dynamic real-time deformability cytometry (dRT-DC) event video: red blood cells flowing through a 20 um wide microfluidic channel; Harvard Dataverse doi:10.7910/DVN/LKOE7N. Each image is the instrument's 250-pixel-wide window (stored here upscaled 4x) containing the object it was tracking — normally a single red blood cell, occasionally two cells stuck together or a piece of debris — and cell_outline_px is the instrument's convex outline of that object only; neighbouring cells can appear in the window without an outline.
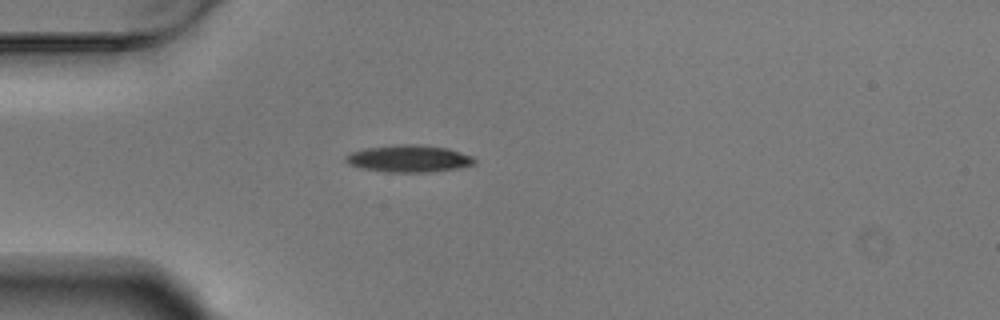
{"species": "Egyptian fruit bat (a non-hibernating species)", "species_latin": "Rousettus aegyptiacus", "temperature_condition": "warm", "stored_images_in_passage": 1, "camera_frame_rate_fps": 3000, "um_per_image_px": 0.085, "animal": {"sex": "male"}, "frame": {"image": 1, "passage_image": 1, "time_ms": 0.0, "image_size_px": [1000, 320], "cell_outline_px": [[476, 164], [460, 168], [432, 172], [384, 172], [360, 168], [348, 164], [344, 160], [344, 156], [352, 152], [364, 148], [400, 144], [416, 144], [448, 148], [472, 156], [476, 160]], "centroid_in_image_um": [34.75, 13.49], "position_along_channel_um": 50.3, "area_um2": 20.58}}